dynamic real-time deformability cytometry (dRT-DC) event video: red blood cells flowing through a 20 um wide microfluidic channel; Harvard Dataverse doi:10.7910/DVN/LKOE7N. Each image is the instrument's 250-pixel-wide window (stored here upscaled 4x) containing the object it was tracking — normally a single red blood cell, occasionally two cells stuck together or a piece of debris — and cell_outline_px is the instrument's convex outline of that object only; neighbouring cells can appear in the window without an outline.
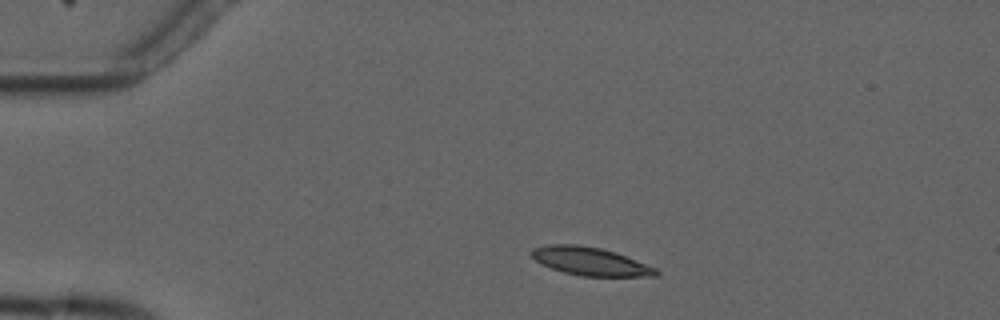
{"species": "common noctule bat (a hibernating species)", "species_latin": "Nyctalus noctula", "temperature_condition": "cold", "stored_images_in_passage": 3, "camera_frame_rate_fps": 3000, "um_per_image_px": 0.085, "animal": {"sex": "male", "forearm_length_mm": 52.5}, "frame": {"image": 1, "passage_image": 1, "time_ms": 0.0, "image_size_px": [1000, 320], "cell_outline_px": [[660, 272], [656, 276], [580, 276], [564, 272], [552, 268], [536, 260], [528, 252], [532, 248], [548, 244], [576, 244], [600, 248], [616, 252], [656, 268]], "centroid_in_image_um": [50.16, 22.2], "position_along_channel_um": 34.8, "area_um2": 20.35}}
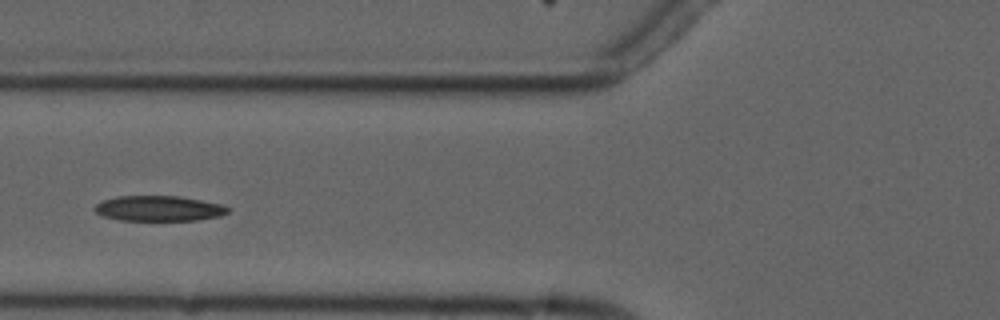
{"frame": {"image": 2, "passage_image": 3, "time_ms": 3.333, "image_size_px": [1000, 320], "cell_outline_px": [[232, 208], [228, 212], [220, 216], [196, 220], [120, 220], [104, 216], [96, 212], [92, 208], [96, 204], [104, 200], [120, 196], [180, 196], [220, 204]], "centroid_in_image_um": [13.51, 17.71], "position_along_channel_um": 112.3, "area_um2": 19.54}}